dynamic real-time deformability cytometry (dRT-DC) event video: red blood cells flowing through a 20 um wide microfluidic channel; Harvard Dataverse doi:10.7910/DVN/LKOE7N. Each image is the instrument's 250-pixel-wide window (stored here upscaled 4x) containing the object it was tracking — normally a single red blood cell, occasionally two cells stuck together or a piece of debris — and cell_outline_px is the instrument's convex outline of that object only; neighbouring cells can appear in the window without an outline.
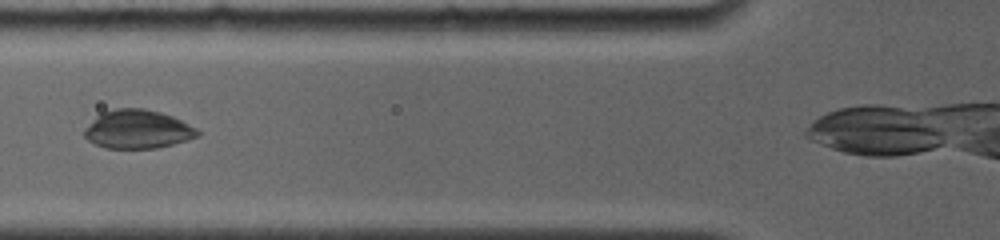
{"species": "common noctule bat (a hibernating species)", "species_latin": "Nyctalus noctula", "temperature_condition": "room temperature", "stored_images_in_passage": 8, "camera_frame_rate_fps": 4000, "um_per_image_px": 0.085, "animal": {"sex": "female", "body_mass_g": 19.0, "forearm_length_mm": 56.7}, "frame": {"image": 1, "passage_image": 4, "time_ms": 2.75, "image_size_px": [1000, 240], "cell_outline_px": [[200, 136], [188, 140], [156, 148], [104, 148], [88, 140], [84, 136], [84, 128], [100, 112], [116, 108], [144, 108], [160, 112], [172, 116], [196, 128], [200, 132]], "centroid_in_image_um": [11.68, 10.98], "position_along_channel_um": 114.1, "area_um2": 25.55}}
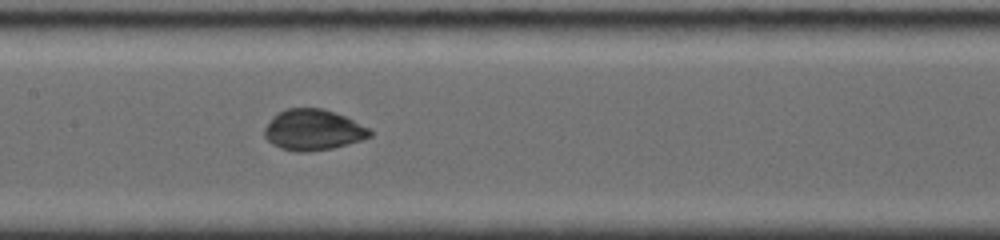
{"frame": {"image": 2, "passage_image": 6, "time_ms": 4.5, "image_size_px": [1000, 240], "cell_outline_px": [[372, 136], [360, 140], [332, 148], [308, 152], [296, 152], [280, 148], [272, 144], [264, 136], [264, 128], [272, 116], [276, 112], [288, 108], [320, 108], [344, 116], [372, 128]], "centroid_in_image_um": [26.6, 11.04], "position_along_channel_um": 180.8, "area_um2": 25.2}}